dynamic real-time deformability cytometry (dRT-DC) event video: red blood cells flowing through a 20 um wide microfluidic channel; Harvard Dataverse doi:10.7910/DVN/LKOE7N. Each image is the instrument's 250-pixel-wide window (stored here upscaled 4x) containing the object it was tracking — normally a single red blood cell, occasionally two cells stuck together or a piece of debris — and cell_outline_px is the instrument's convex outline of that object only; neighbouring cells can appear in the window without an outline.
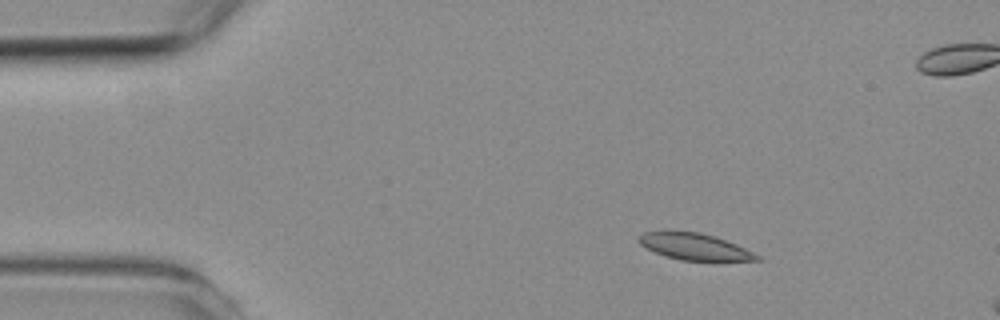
{"species": "common noctule bat (a hibernating species)", "species_latin": "Nyctalus noctula", "temperature_condition": "room temperature", "stored_images_in_passage": 3, "camera_frame_rate_fps": 3000, "um_per_image_px": 0.085, "animal": {"sex": "female", "body_mass_g": 19.3, "forearm_length_mm": 54.1}, "frame": {"image": 1, "passage_image": 1, "time_ms": 0.0, "image_size_px": [1000, 320], "cell_outline_px": [[764, 260], [716, 264], [680, 260], [656, 252], [640, 244], [636, 240], [644, 232], [668, 228], [700, 232], [716, 236], [736, 244], [760, 256]], "centroid_in_image_um": [59.12, 20.98], "position_along_channel_um": 25.9, "area_um2": 19.83}}